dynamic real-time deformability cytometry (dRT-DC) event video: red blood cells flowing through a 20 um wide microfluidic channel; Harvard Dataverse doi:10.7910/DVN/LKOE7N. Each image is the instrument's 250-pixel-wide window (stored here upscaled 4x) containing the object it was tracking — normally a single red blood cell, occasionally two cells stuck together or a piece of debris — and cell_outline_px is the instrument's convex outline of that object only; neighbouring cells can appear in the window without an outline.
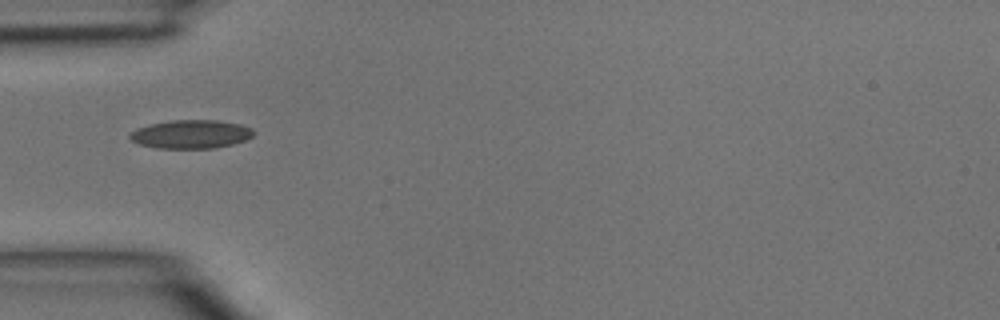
{"species": "common noctule bat (a hibernating species)", "species_latin": "Nyctalus noctula", "temperature_condition": "room temperature", "stored_images_in_passage": 32, "camera_frame_rate_fps": 3000, "um_per_image_px": 0.085, "animal": {"sex": "male", "body_mass_g": 15.6}, "frame": {"image": 1, "passage_image": 1, "time_ms": 0.0, "image_size_px": [1000, 320], "cell_outline_px": [[256, 132], [252, 136], [244, 140], [232, 144], [216, 148], [156, 148], [140, 144], [132, 140], [128, 136], [136, 128], [152, 124], [172, 120], [216, 120], [240, 124], [252, 128]], "centroid_in_image_um": [16.25, 11.4], "position_along_channel_um": 68.7, "area_um2": 20.46}}
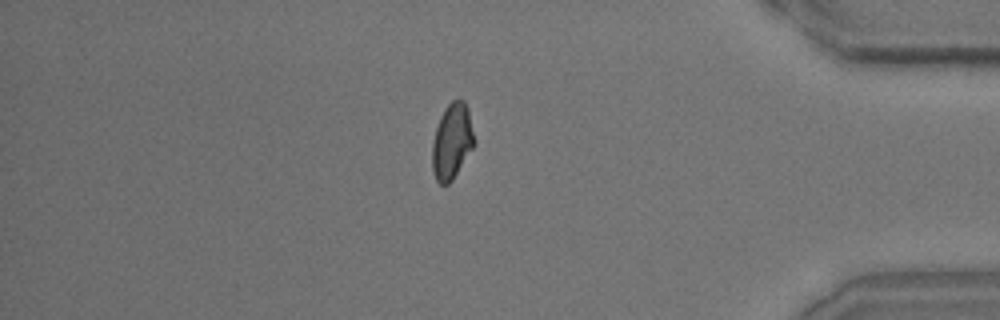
{"frame": {"image": 2, "passage_image": 26, "time_ms": 8.333, "image_size_px": [1000, 320], "cell_outline_px": [[476, 144], [452, 180], [448, 184], [440, 184], [436, 180], [432, 168], [432, 144], [436, 128], [440, 116], [444, 108], [452, 100], [464, 100], [468, 108], [476, 140]], "centroid_in_image_um": [38.44, 12.0], "position_along_channel_um": 396.8, "area_um2": 18.73}}
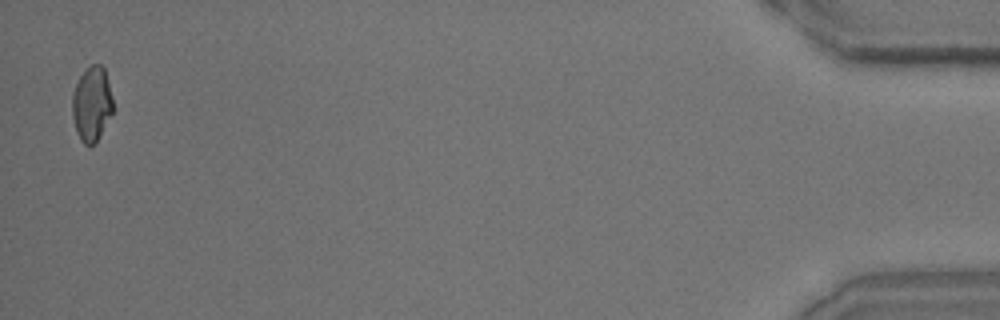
{"frame": {"image": 3, "passage_image": 32, "time_ms": 10.333, "image_size_px": [1000, 320], "cell_outline_px": [[112, 112], [96, 144], [84, 144], [80, 140], [76, 132], [72, 116], [72, 96], [76, 84], [80, 76], [92, 64], [100, 64], [104, 68], [112, 96]], "centroid_in_image_um": [7.79, 8.86], "position_along_channel_um": 427.4, "area_um2": 17.57}}